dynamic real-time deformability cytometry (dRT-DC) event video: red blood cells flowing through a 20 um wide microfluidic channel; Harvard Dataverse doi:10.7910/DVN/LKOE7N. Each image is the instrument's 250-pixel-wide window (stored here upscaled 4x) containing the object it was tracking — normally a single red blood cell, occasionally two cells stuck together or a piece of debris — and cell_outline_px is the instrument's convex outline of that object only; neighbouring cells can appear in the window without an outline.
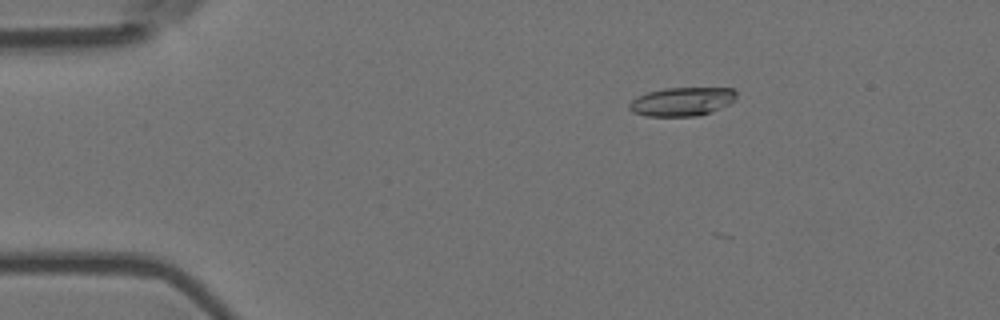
{"species": "Egyptian fruit bat (a non-hibernating species)", "species_latin": "Rousettus aegyptiacus", "temperature_condition": "room temperature", "stored_images_in_passage": 6, "camera_frame_rate_fps": 3000, "um_per_image_px": 0.085, "animal": {"sex": "female"}, "frame": {"image": 1, "passage_image": 3, "time_ms": 0.667, "image_size_px": [1000, 320], "cell_outline_px": [[736, 100], [720, 108], [696, 116], [644, 116], [632, 112], [628, 108], [628, 104], [636, 96], [648, 92], [664, 88], [732, 88], [736, 92]], "centroid_in_image_um": [57.93, 8.63], "position_along_channel_um": 27.1, "area_um2": 17.92}}